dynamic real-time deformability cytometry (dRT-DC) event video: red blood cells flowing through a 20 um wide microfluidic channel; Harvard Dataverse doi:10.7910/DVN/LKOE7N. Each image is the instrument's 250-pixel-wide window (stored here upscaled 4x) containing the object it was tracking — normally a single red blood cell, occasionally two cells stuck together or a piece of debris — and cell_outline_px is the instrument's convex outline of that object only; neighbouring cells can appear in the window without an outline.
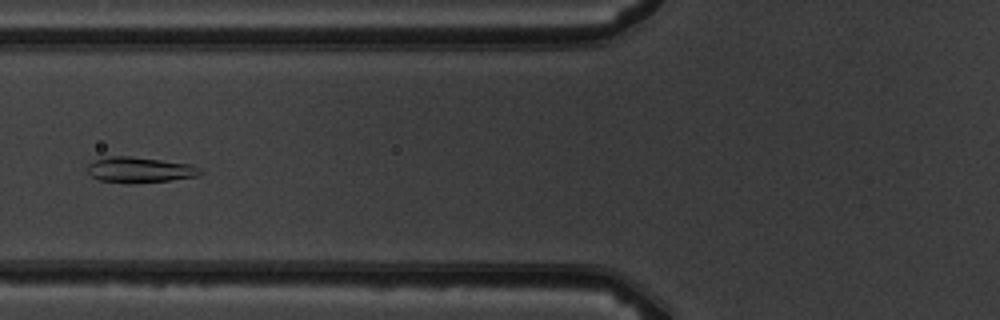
{"species": "common noctule bat (a hibernating species)", "species_latin": "Nyctalus noctula", "temperature_condition": "warm", "stored_images_in_passage": 6, "camera_frame_rate_fps": 3000, "um_per_image_px": 0.085, "animal": {"sex": "male", "body_mass_g": 19.5, "forearm_length_mm": 54.6}, "frame": {"image": 1, "passage_image": 5, "time_ms": 5.333, "image_size_px": [1000, 320], "cell_outline_px": [[204, 172], [196, 176], [172, 180], [132, 184], [100, 180], [92, 176], [88, 172], [88, 164], [96, 160], [112, 156], [132, 156], [192, 164], [200, 168]], "centroid_in_image_um": [11.92, 14.44], "position_along_channel_um": 113.9, "area_um2": 16.88}}